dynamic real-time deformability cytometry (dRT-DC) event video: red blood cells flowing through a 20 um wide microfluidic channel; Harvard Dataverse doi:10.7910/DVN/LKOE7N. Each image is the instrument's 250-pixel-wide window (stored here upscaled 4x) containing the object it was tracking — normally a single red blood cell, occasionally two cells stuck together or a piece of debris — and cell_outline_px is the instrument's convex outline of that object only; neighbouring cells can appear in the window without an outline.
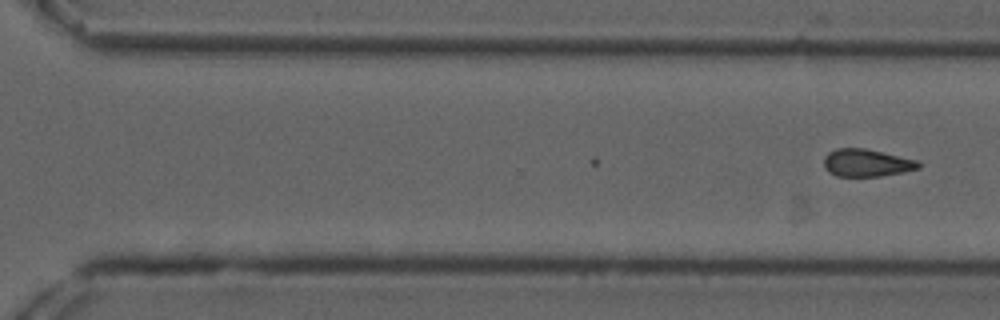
{"species": "common noctule bat (a hibernating species)", "species_latin": "Nyctalus noctula", "temperature_condition": "cold", "stored_images_in_passage": 21, "camera_frame_rate_fps": 3000, "um_per_image_px": 0.085, "animal": {"sex": "male", "forearm_length_mm": 52.5}, "frame": {"image": 1, "passage_image": 21, "time_ms": 6.667, "image_size_px": [1000, 320], "cell_outline_px": [[920, 168], [904, 172], [880, 176], [836, 176], [828, 172], [824, 168], [824, 156], [828, 152], [836, 148], [864, 148], [916, 160], [920, 164]], "centroid_in_image_um": [73.62, 13.85], "position_along_channel_um": 297.0, "area_um2": 15.14}}